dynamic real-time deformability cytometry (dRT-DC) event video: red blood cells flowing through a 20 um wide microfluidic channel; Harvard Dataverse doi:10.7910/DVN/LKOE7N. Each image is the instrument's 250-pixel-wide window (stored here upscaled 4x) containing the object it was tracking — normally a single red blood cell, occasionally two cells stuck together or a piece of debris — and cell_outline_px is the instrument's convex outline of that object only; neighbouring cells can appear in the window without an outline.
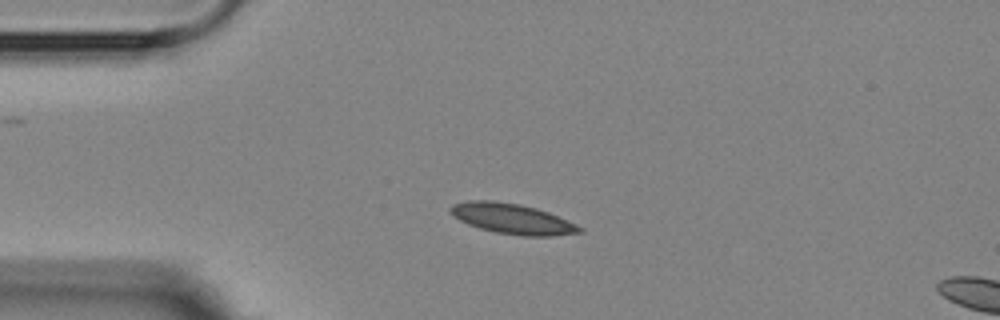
{"species": "Egyptian fruit bat (a non-hibernating species)", "species_latin": "Rousettus aegyptiacus", "temperature_condition": "room temperature", "stored_images_in_passage": 5, "segment_of_instrument_passage": [1, 2], "camera_frame_rate_fps": 3000, "um_per_image_px": 0.085, "animal": {"sex": "female"}, "frame": {"image": 1, "passage_image": 3, "time_ms": 2.333, "image_size_px": [1000, 320], "cell_outline_px": [[584, 232], [552, 236], [524, 236], [496, 232], [480, 228], [468, 224], [452, 216], [448, 208], [452, 204], [468, 200], [492, 200], [516, 204], [536, 208], [548, 212], [576, 224], [584, 228]], "centroid_in_image_um": [43.53, 18.59], "position_along_channel_um": 41.5, "area_um2": 22.77}}